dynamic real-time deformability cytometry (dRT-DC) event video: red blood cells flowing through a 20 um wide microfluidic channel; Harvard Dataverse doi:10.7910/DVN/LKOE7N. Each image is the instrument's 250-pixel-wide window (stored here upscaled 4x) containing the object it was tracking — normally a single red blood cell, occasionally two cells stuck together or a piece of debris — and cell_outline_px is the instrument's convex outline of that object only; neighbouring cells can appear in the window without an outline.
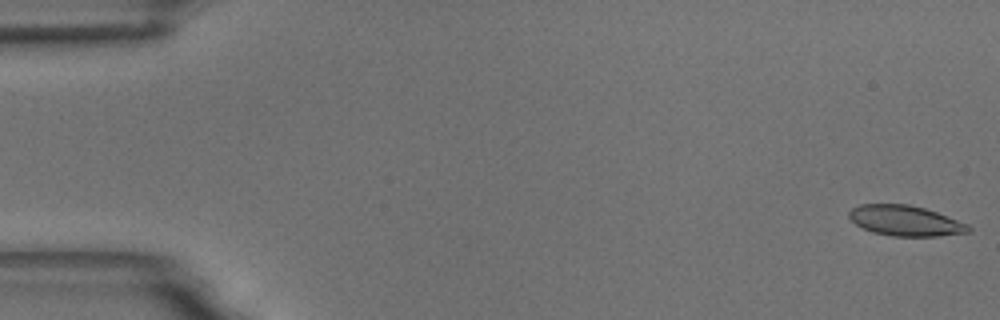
{"species": "common noctule bat (a hibernating species)", "species_latin": "Nyctalus noctula", "temperature_condition": "room temperature", "stored_images_in_passage": 56, "camera_frame_rate_fps": 3000, "um_per_image_px": 0.085, "animal": {"sex": "male", "body_mass_g": 18.8}, "frame": {"image": 1, "passage_image": 1, "time_ms": 0.0, "image_size_px": [1000, 320], "cell_outline_px": [[972, 228], [968, 232], [936, 236], [892, 236], [872, 232], [856, 224], [848, 216], [848, 212], [852, 208], [860, 204], [908, 204], [924, 208], [936, 212], [968, 224]], "centroid_in_image_um": [76.93, 18.76], "position_along_channel_um": 8.1, "area_um2": 20.98}}
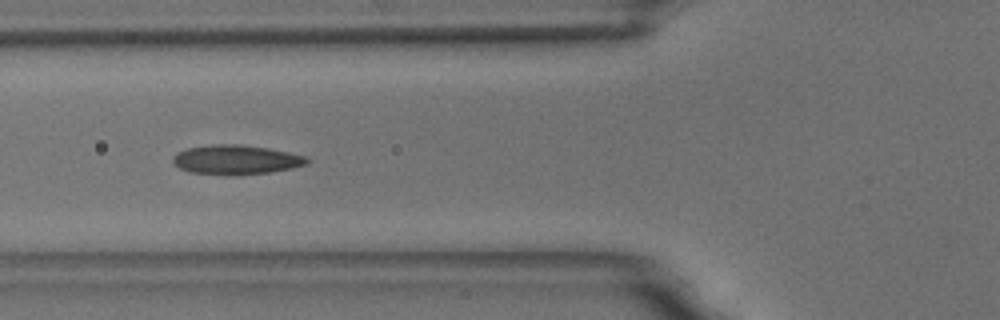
{"frame": {"image": 2, "passage_image": 21, "time_ms": 6.667, "image_size_px": [1000, 320], "cell_outline_px": [[312, 160], [308, 164], [292, 168], [272, 172], [236, 176], [228, 176], [188, 172], [172, 164], [172, 156], [176, 152], [188, 148], [212, 144], [240, 144], [268, 148], [308, 156]], "centroid_in_image_um": [20.07, 13.59], "position_along_channel_um": 105.7, "area_um2": 23.64}}
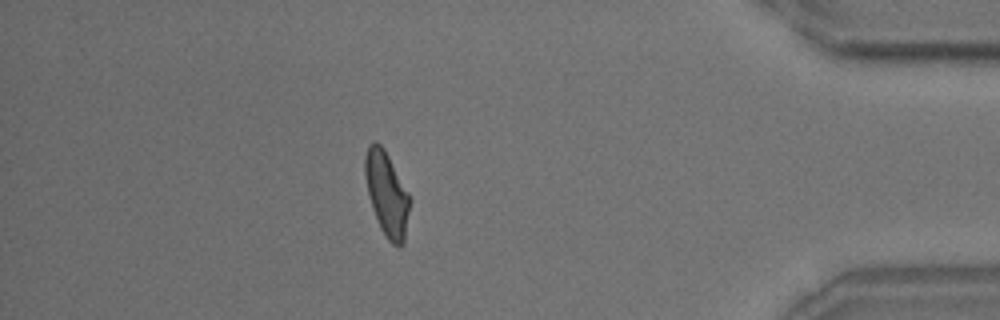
{"frame": {"image": 3, "passage_image": 49, "time_ms": 16.0, "image_size_px": [1000, 320], "cell_outline_px": [[412, 200], [404, 240], [400, 248], [392, 244], [388, 240], [380, 228], [372, 208], [368, 192], [364, 172], [364, 156], [368, 144], [372, 140], [376, 140], [384, 148], [408, 192]], "centroid_in_image_um": [32.87, 16.46], "position_along_channel_um": 402.3, "area_um2": 22.2}, "authors_computed_cell_mechanics": {"area_um2": 21.8484, "velocity_mm_per_s": 3.6164, "shape_relaxation_time_tau1_ms": 7.0136, "shape_relaxation_time_tau2_ms": 1.9424, "deformation_change_tau1": 0.178, "deformation_change_tau2": 0.0813}}